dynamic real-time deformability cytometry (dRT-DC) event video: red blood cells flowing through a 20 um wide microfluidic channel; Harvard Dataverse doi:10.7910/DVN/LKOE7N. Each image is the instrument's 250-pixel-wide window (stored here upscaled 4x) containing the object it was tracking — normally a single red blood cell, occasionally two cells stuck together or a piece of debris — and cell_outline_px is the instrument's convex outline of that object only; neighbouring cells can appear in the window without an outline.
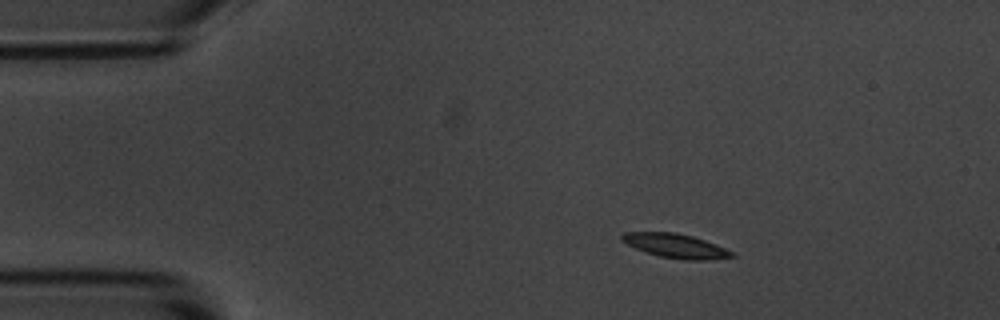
{"species": "common noctule bat (a hibernating species)", "species_latin": "Nyctalus noctula", "temperature_condition": "room temperature", "stored_images_in_passage": 2, "camera_frame_rate_fps": 3000, "um_per_image_px": 0.085, "animal": {"sex": "male", "body_mass_g": 20.1, "forearm_length_mm": 53.5}, "frame": {"image": 1, "passage_image": 1, "time_ms": 0.0, "image_size_px": [1000, 320], "cell_outline_px": [[736, 256], [708, 260], [684, 260], [660, 256], [636, 248], [620, 240], [620, 236], [624, 232], [676, 232], [692, 236], [716, 244], [732, 252]], "centroid_in_image_um": [57.42, 20.89], "position_along_channel_um": 27.6, "area_um2": 15.32}}